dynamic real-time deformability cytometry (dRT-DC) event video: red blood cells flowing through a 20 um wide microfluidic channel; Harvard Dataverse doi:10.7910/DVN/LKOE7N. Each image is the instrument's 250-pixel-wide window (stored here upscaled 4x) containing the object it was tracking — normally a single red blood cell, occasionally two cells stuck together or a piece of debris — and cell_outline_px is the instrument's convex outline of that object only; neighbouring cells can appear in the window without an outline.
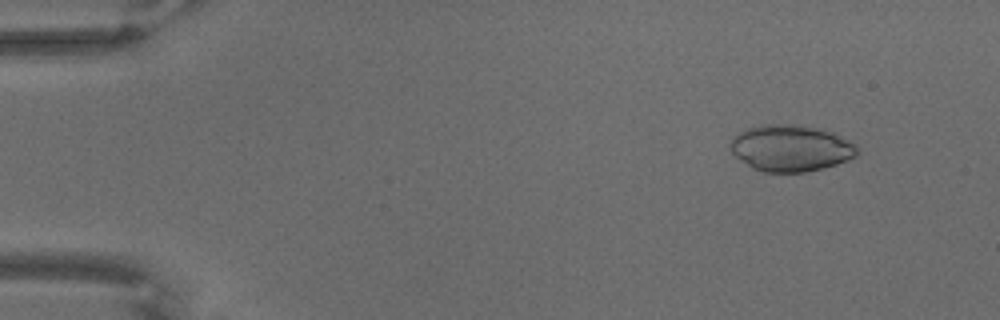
{"species": "common noctule bat (a hibernating species)", "species_latin": "Nyctalus noctula", "temperature_condition": "warm", "stored_images_in_passage": 68, "camera_frame_rate_fps": 3000, "um_per_image_px": 0.085, "animal": {"sex": "male", "body_mass_g": 18.8}, "frame": {"image": 1, "passage_image": 7, "time_ms": 2.0, "image_size_px": [1000, 320], "cell_outline_px": [[860, 152], [856, 156], [836, 164], [804, 172], [764, 172], [752, 168], [740, 160], [732, 152], [728, 144], [732, 136], [744, 128], [760, 124], [796, 124], [820, 128], [836, 132], [848, 140]], "centroid_in_image_um": [67.17, 12.56], "position_along_channel_um": 17.8, "area_um2": 34.74}}
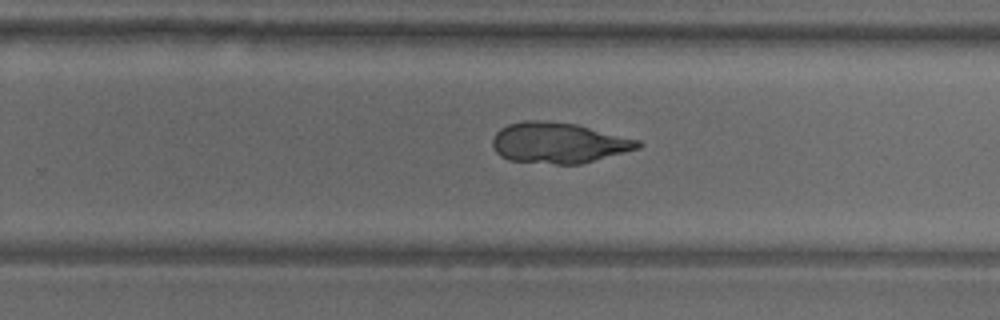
{"frame": {"image": 2, "passage_image": 44, "time_ms": 14.333, "image_size_px": [1000, 320], "cell_outline_px": [[644, 144], [640, 148], [580, 164], [556, 164], [508, 160], [500, 156], [496, 152], [492, 144], [492, 140], [496, 132], [500, 128], [508, 124], [524, 120], [544, 120], [576, 124], [640, 140]], "centroid_in_image_um": [47.47, 12.13], "position_along_channel_um": 282.3, "area_um2": 34.56}}
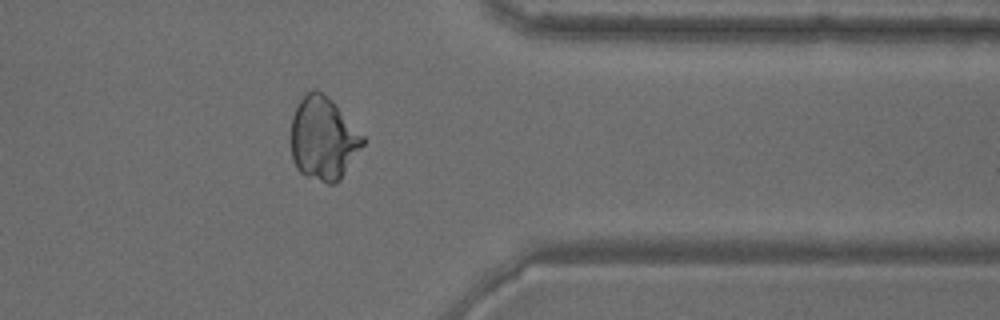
{"frame": {"image": 3, "passage_image": 55, "time_ms": 18.0, "image_size_px": [1000, 320], "cell_outline_px": [[364, 144], [340, 180], [336, 184], [328, 184], [304, 176], [296, 168], [292, 160], [292, 116], [300, 100], [312, 88], [316, 88], [332, 100], [364, 136]], "centroid_in_image_um": [27.48, 11.8], "position_along_channel_um": 383.9, "area_um2": 34.8}}